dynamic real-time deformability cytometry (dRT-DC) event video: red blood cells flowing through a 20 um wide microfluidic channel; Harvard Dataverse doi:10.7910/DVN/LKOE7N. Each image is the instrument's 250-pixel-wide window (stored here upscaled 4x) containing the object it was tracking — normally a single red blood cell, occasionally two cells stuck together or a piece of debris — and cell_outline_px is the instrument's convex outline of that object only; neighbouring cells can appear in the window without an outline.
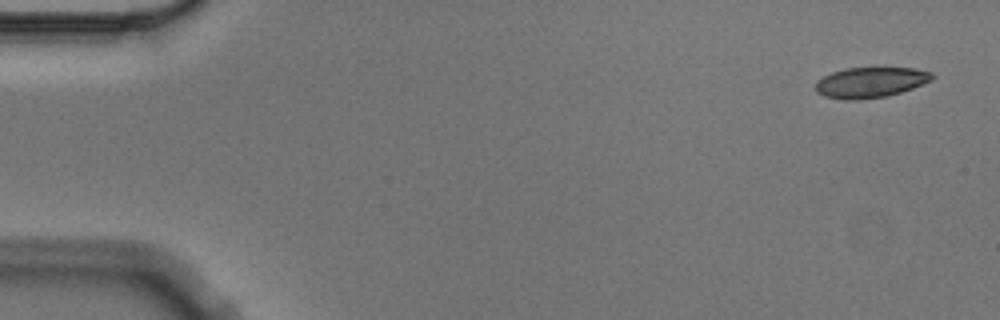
{"species": "Egyptian fruit bat (a non-hibernating species)", "species_latin": "Rousettus aegyptiacus", "temperature_condition": "cold", "stored_images_in_passage": 4, "camera_frame_rate_fps": 3000, "um_per_image_px": 0.085, "animal": {"sex": "male"}, "frame": {"image": 1, "passage_image": 1, "time_ms": 0.0, "image_size_px": [1000, 320], "cell_outline_px": [[936, 76], [932, 80], [912, 88], [900, 92], [884, 96], [860, 100], [844, 100], [824, 96], [816, 92], [816, 80], [832, 72], [844, 68], [916, 68], [932, 72]], "centroid_in_image_um": [73.98, 7.0], "position_along_channel_um": 11.0, "area_um2": 20.75}}
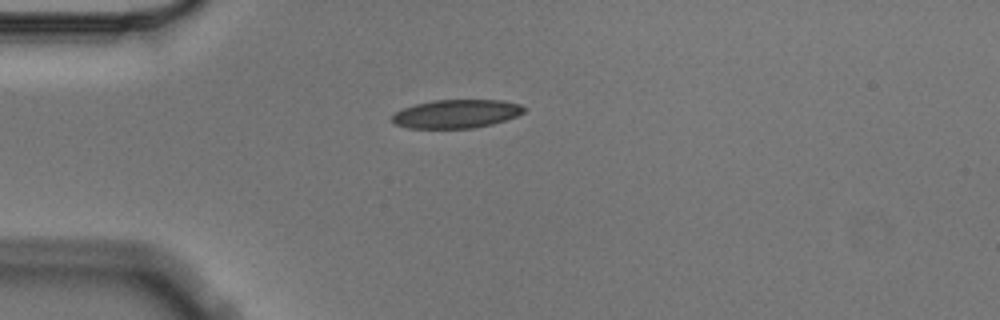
{"frame": {"image": 2, "passage_image": 4, "time_ms": 1.0, "image_size_px": [1000, 320], "cell_outline_px": [[524, 112], [516, 116], [492, 124], [472, 128], [408, 128], [396, 124], [392, 120], [392, 116], [396, 112], [404, 108], [416, 104], [436, 100], [500, 100], [520, 104], [524, 108]], "centroid_in_image_um": [38.79, 9.67], "position_along_channel_um": 46.2, "area_um2": 21.62}}